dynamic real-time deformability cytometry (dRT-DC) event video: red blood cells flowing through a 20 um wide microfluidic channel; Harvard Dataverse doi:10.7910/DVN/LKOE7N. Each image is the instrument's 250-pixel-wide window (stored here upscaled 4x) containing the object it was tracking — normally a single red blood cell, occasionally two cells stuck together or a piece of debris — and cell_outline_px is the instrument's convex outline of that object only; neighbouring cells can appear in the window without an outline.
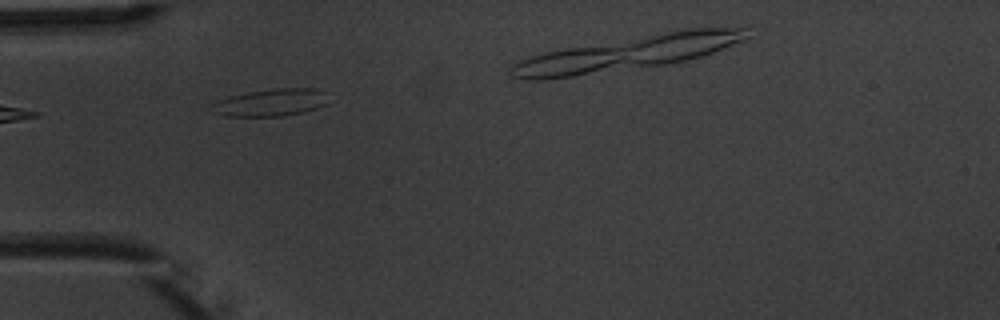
{"species": "common noctule bat (a hibernating species)", "species_latin": "Nyctalus noctula", "temperature_condition": "warm", "stored_images_in_passage": 4, "camera_frame_rate_fps": 3000, "um_per_image_px": 0.085, "animal": {"sex": "male", "body_mass_g": 20.1, "forearm_length_mm": 53.5}, "frame": {"image": 1, "passage_image": 2, "time_ms": 2.0, "image_size_px": [1000, 320], "cell_outline_px": [[328, 104], [304, 112], [284, 116], [224, 116], [212, 112], [212, 104], [216, 100], [228, 96], [248, 92], [272, 88], [316, 88], [328, 92]], "centroid_in_image_um": [23.06, 8.7], "position_along_channel_um": 61.9, "area_um2": 18.96}}
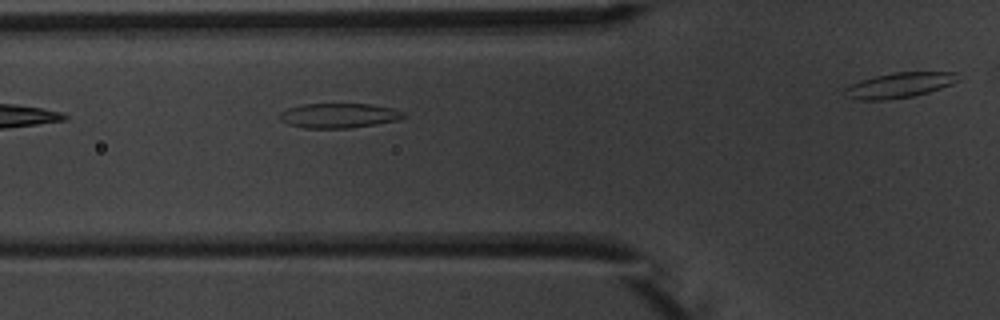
{"frame": {"image": 2, "passage_image": 3, "time_ms": 3.0, "image_size_px": [1000, 320], "cell_outline_px": [[408, 116], [400, 120], [352, 128], [304, 128], [288, 124], [280, 120], [280, 112], [288, 108], [300, 104], [368, 104], [392, 108], [404, 112]], "centroid_in_image_um": [28.82, 9.83], "position_along_channel_um": 97.0, "area_um2": 17.98}}